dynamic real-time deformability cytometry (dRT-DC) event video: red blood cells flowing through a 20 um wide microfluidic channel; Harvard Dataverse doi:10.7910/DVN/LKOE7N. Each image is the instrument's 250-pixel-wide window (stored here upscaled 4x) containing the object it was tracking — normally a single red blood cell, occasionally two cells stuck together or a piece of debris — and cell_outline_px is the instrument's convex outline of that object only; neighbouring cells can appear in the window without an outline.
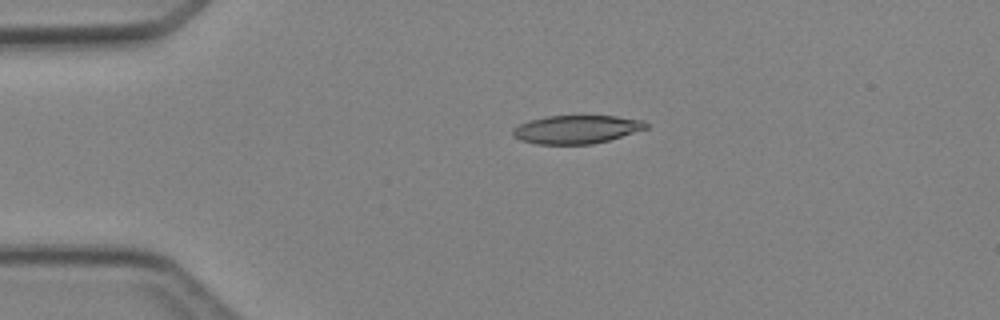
{"species": "Egyptian fruit bat (a non-hibernating species)", "species_latin": "Rousettus aegyptiacus", "temperature_condition": "cold", "stored_images_in_passage": 3, "camera_frame_rate_fps": 3000, "um_per_image_px": 0.085, "animal": {"sex": "female"}, "frame": {"image": 1, "passage_image": 2, "time_ms": 1.0, "image_size_px": [1000, 320], "cell_outline_px": [[648, 128], [608, 140], [592, 144], [536, 144], [520, 140], [512, 136], [512, 128], [528, 120], [544, 116], [616, 116], [644, 120], [648, 124]], "centroid_in_image_um": [48.97, 10.99], "position_along_channel_um": 36.0, "area_um2": 22.08}}